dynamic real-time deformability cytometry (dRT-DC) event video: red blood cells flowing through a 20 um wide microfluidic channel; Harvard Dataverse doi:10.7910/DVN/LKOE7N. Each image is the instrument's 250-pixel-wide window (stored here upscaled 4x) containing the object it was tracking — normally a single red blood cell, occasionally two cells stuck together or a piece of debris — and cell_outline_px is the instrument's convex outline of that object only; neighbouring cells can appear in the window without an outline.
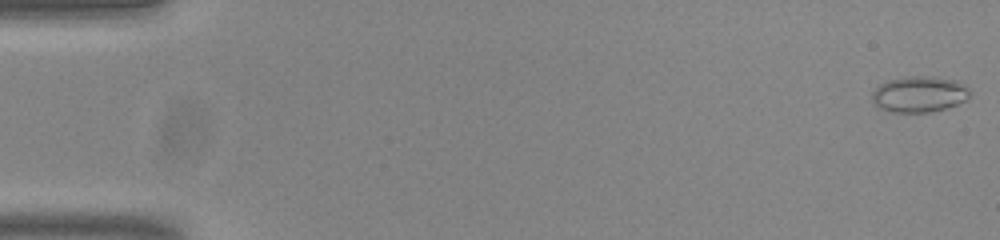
{"species": "common noctule bat (a hibernating species)", "species_latin": "Nyctalus noctula", "temperature_condition": "room temperature", "stored_images_in_passage": 54, "camera_frame_rate_fps": 3000, "um_per_image_px": 0.085, "animal": {"sex": "male", "body_mass_g": 20.0, "forearm_length_mm": 53.3}, "frame": {"image": 1, "passage_image": 1, "time_ms": 0.0, "image_size_px": [1000, 240], "cell_outline_px": [[968, 96], [964, 100], [956, 104], [944, 108], [928, 112], [892, 112], [880, 108], [872, 100], [872, 92], [880, 84], [888, 80], [908, 76], [928, 76], [956, 80], [968, 84]], "centroid_in_image_um": [78.13, 7.99], "position_along_channel_um": 6.9, "area_um2": 20.35}}
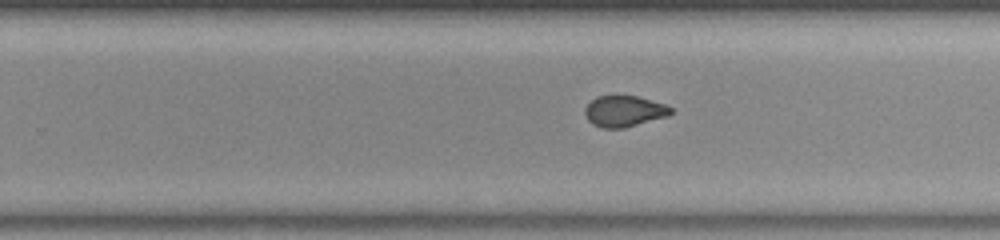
{"frame": {"image": 2, "passage_image": 34, "time_ms": 11.0, "image_size_px": [1000, 240], "cell_outline_px": [[672, 112], [668, 116], [624, 128], [600, 128], [592, 124], [588, 120], [584, 112], [584, 108], [596, 96], [636, 96], [664, 104], [672, 108]], "centroid_in_image_um": [53.03, 9.46], "position_along_channel_um": 276.8, "area_um2": 15.49}}
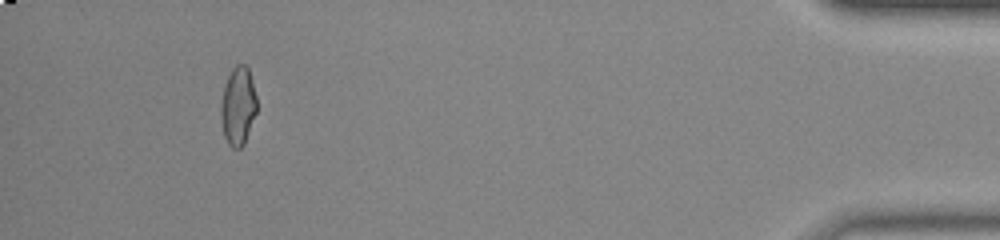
{"frame": {"image": 3, "passage_image": 50, "time_ms": 16.333, "image_size_px": [1000, 240], "cell_outline_px": [[256, 112], [244, 144], [240, 148], [232, 148], [228, 144], [224, 136], [220, 116], [220, 104], [224, 84], [232, 68], [236, 64], [244, 64], [248, 68], [256, 96]], "centroid_in_image_um": [20.21, 9.01], "position_along_channel_um": 415.0, "area_um2": 16.42}, "authors_computed_cell_mechanics": {"area_um2": 16.6753, "velocity_mm_per_s": 3.8387, "shape_relaxation_time_tau1_ms": null, "shape_relaxation_time_tau2_ms": 0.9286, "deformation_change_tau1": null, "deformation_change_tau2": 0.052}}